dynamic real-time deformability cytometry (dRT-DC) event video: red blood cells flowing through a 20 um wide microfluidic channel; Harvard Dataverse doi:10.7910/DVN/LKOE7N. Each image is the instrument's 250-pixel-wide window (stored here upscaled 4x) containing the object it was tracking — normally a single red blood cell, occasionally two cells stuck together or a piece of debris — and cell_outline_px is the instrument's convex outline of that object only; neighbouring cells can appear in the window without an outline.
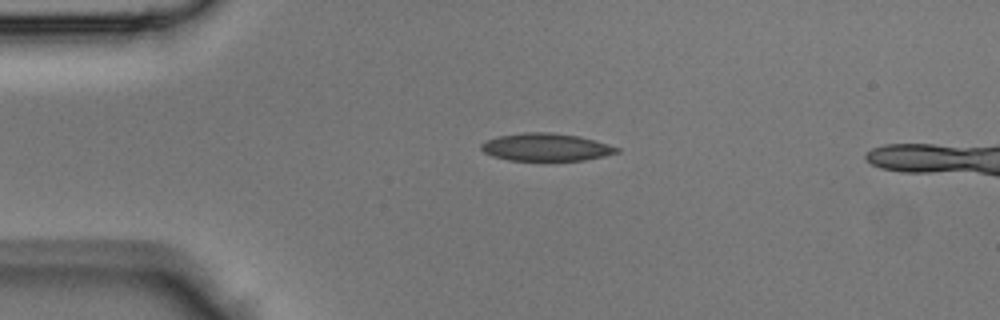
{"species": "Egyptian fruit bat (a non-hibernating species)", "species_latin": "Rousettus aegyptiacus", "temperature_condition": "room temperature", "stored_images_in_passage": 33, "camera_frame_rate_fps": 3000, "um_per_image_px": 0.085, "animal": {"sex": "male"}, "frame": {"image": 1, "passage_image": 1, "time_ms": 0.0, "image_size_px": [1000, 320], "cell_outline_px": [[620, 152], [604, 156], [584, 160], [508, 160], [492, 156], [484, 152], [480, 148], [480, 144], [488, 140], [500, 136], [524, 132], [552, 132], [580, 136], [608, 144], [620, 148]], "centroid_in_image_um": [46.43, 12.5], "position_along_channel_um": 38.6, "area_um2": 21.79}}
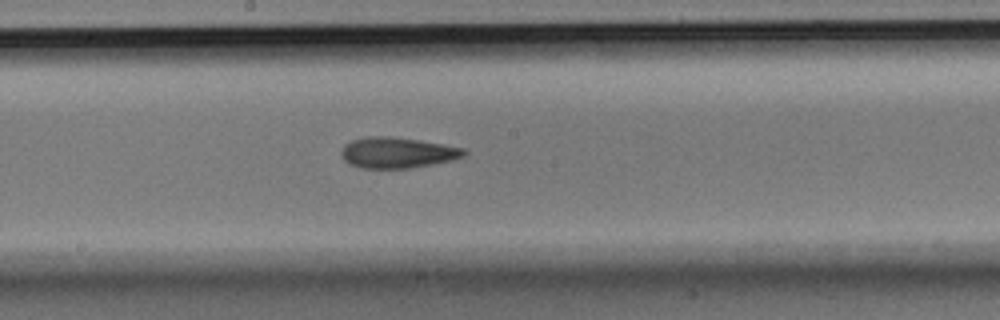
{"frame": {"image": 2, "passage_image": 14, "time_ms": 4.333, "image_size_px": [1000, 320], "cell_outline_px": [[468, 152], [464, 156], [452, 160], [432, 164], [408, 168], [360, 168], [348, 164], [344, 160], [340, 152], [344, 144], [352, 140], [368, 136], [388, 136], [420, 140], [464, 148]], "centroid_in_image_um": [33.75, 12.97], "position_along_channel_um": 214.5, "area_um2": 22.08}}
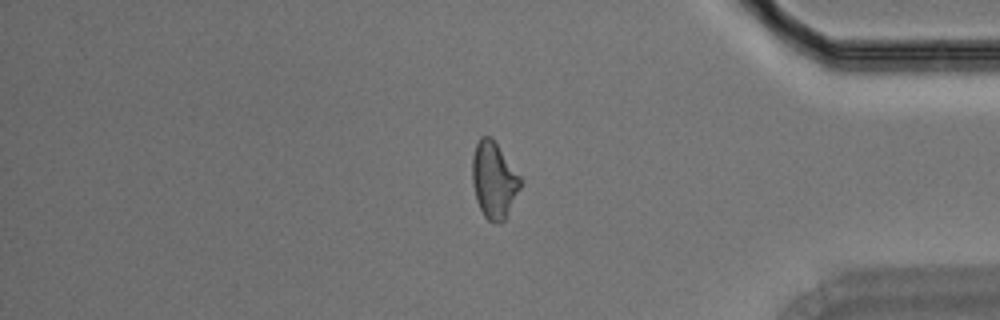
{"frame": {"image": 3, "passage_image": 27, "time_ms": 8.667, "image_size_px": [1000, 320], "cell_outline_px": [[524, 180], [504, 220], [496, 224], [492, 224], [484, 216], [476, 200], [472, 184], [472, 156], [476, 144], [480, 136], [492, 136]], "centroid_in_image_um": [41.98, 15.28], "position_along_channel_um": 393.2, "area_um2": 21.79}}